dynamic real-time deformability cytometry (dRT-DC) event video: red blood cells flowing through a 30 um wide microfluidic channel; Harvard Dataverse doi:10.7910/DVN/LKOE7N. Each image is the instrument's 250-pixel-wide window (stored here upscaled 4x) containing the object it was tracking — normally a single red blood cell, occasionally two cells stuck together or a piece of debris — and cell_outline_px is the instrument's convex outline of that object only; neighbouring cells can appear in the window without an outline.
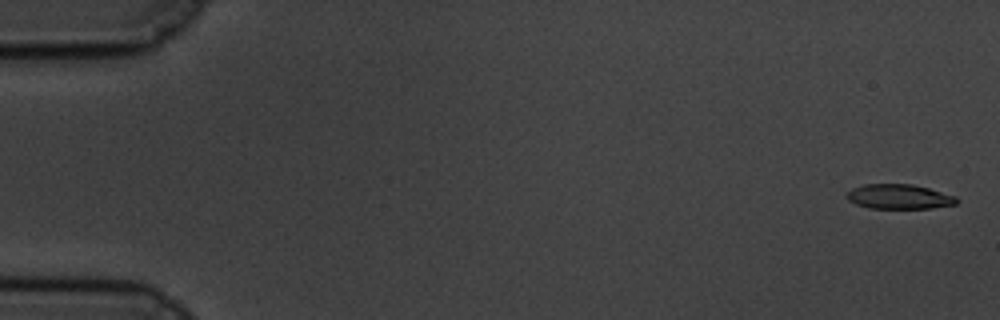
{"species": "common noctule bat (a hibernating species)", "species_latin": "Nyctalus noctula", "temperature_condition": "cold", "stored_images_in_passage": 60, "camera_frame_rate_fps": 3000, "um_per_image_px": 0.085, "animal": {"sex": "male", "body_mass_g": 19.5, "forearm_length_mm": 54.6}, "frame": {"image": 1, "passage_image": 2, "time_ms": 0.333, "image_size_px": [1000, 320], "cell_outline_px": [[960, 200], [956, 204], [932, 208], [868, 208], [856, 204], [848, 200], [844, 196], [852, 188], [864, 184], [912, 184], [928, 188], [956, 196]], "centroid_in_image_um": [76.42, 16.71], "position_along_channel_um": 8.6, "area_um2": 15.9}}
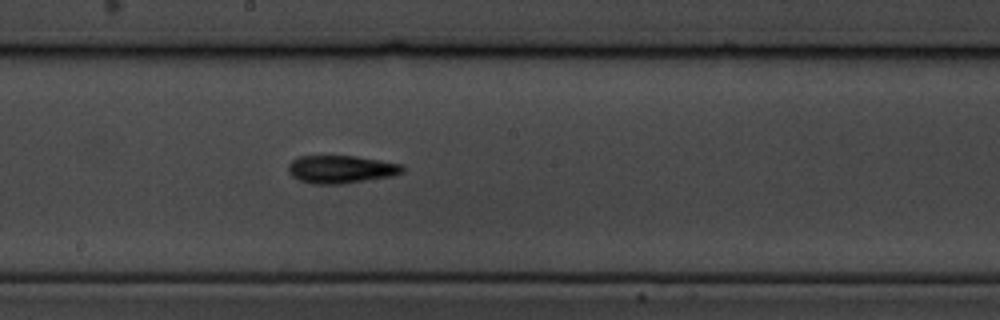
{"frame": {"image": 2, "passage_image": 33, "time_ms": 10.667, "image_size_px": [1000, 320], "cell_outline_px": [[404, 172], [392, 176], [344, 184], [312, 184], [300, 180], [292, 176], [288, 172], [288, 164], [292, 160], [300, 156], [356, 156], [400, 164], [404, 168]], "centroid_in_image_um": [28.97, 14.4], "position_along_channel_um": 219.2, "area_um2": 18.55}}
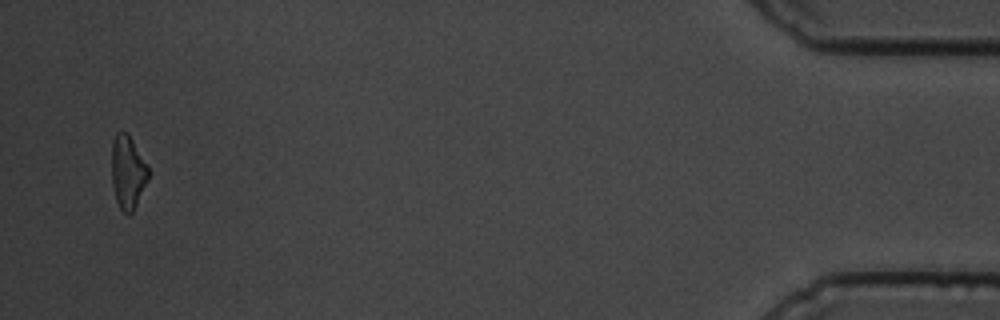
{"frame": {"image": 3, "passage_image": 58, "time_ms": 19.0, "image_size_px": [1000, 320], "cell_outline_px": [[148, 180], [132, 212], [128, 216], [120, 208], [116, 200], [112, 184], [112, 144], [116, 132], [128, 132], [148, 164]], "centroid_in_image_um": [10.86, 14.6], "position_along_channel_um": 424.3, "area_um2": 15.72}, "authors_computed_cell_mechanics": {"area_um2": 16.9643, "velocity_mm_per_s": 3.4138, "shape_relaxation_time_tau1_ms": 3.3272, "shape_relaxation_time_tau2_ms": null, "deformation_change_tau1": 0.1228, "deformation_change_tau2": null}}